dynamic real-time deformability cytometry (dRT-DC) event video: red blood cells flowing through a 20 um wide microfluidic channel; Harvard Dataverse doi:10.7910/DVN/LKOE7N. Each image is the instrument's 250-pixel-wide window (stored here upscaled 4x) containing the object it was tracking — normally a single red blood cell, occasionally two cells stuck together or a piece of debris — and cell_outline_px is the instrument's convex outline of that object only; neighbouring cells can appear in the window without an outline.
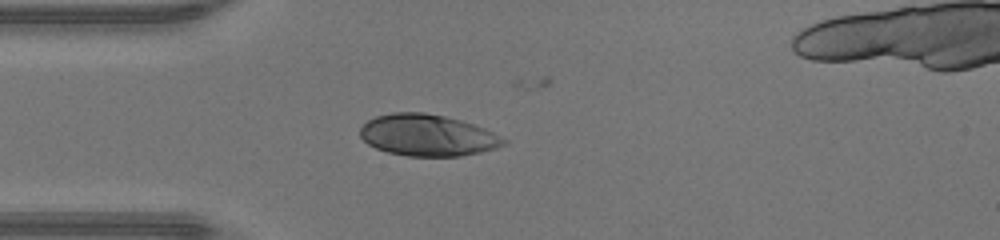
{"species": "human", "species_latin": "Homo sapiens", "temperature_condition": "warm", "stored_images_in_passage": 28, "camera_frame_rate_fps": 3000, "um_per_image_px": 0.085, "donor": {"sex": "male"}, "frame": {"image": 1, "passage_image": 1, "time_ms": 0.0, "image_size_px": [1000, 240], "cell_outline_px": [[508, 140], [504, 144], [496, 148], [480, 152], [460, 156], [408, 156], [388, 152], [376, 148], [368, 144], [360, 136], [360, 128], [368, 120], [376, 116], [392, 112], [424, 112], [444, 116], [460, 120], [484, 128]], "centroid_in_image_um": [36.32, 11.49], "position_along_channel_um": 48.7, "area_um2": 34.62}}
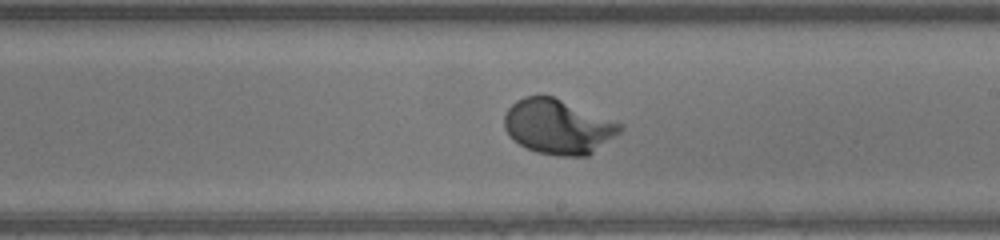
{"frame": {"image": 2, "passage_image": 15, "time_ms": 4.667, "image_size_px": [1000, 240], "cell_outline_px": [[624, 128], [620, 132], [588, 156], [560, 156], [536, 152], [520, 144], [504, 128], [504, 112], [516, 100], [524, 96], [552, 96], [624, 124]], "centroid_in_image_um": [47.44, 10.76], "position_along_channel_um": 241.6, "area_um2": 36.65}}
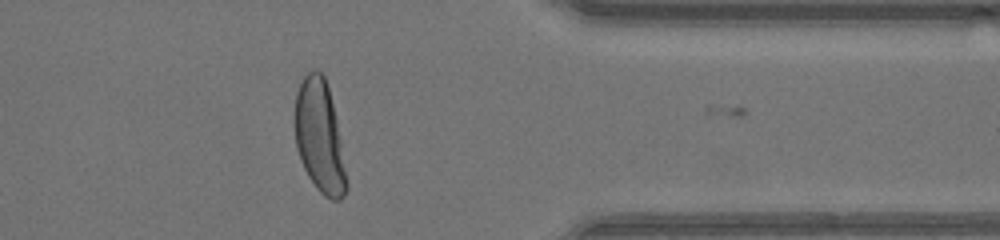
{"frame": {"image": 3, "passage_image": 26, "time_ms": 8.333, "image_size_px": [1000, 240], "cell_outline_px": [[348, 188], [344, 196], [340, 200], [332, 200], [324, 196], [316, 188], [308, 176], [300, 160], [296, 148], [292, 120], [296, 92], [304, 76], [308, 72], [316, 68], [324, 76], [328, 88], [336, 120], [340, 140], [348, 184]], "centroid_in_image_um": [27.12, 11.63], "position_along_channel_um": 384.3, "area_um2": 34.16}, "authors_computed_cell_mechanics": {"area_um2": 35.4314, "velocity_mm_per_s": 4.3452, "shape_relaxation_time_tau1_ms": 2.1095, "shape_relaxation_time_tau2_ms": null, "deformation_change_tau1": 0.177, "deformation_change_tau2": null}}